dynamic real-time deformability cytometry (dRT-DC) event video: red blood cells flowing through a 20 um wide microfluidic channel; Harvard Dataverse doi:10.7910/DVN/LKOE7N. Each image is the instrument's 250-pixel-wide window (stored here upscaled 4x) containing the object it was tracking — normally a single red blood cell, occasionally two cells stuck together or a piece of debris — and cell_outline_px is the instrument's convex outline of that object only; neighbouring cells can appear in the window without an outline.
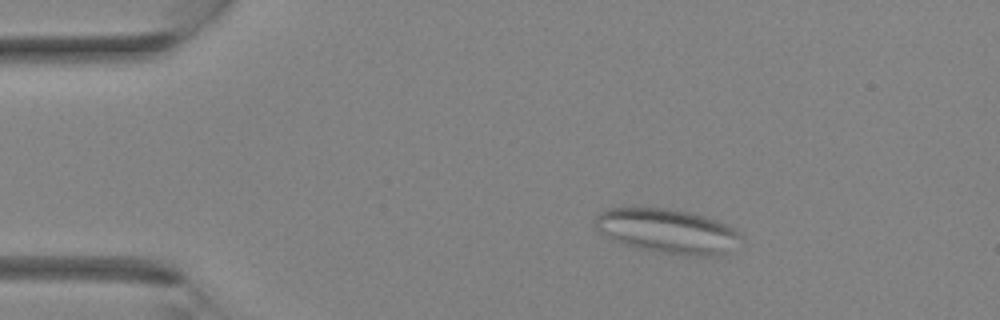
{"species": "Egyptian fruit bat (a non-hibernating species)", "species_latin": "Rousettus aegyptiacus", "temperature_condition": "room temperature", "stored_images_in_passage": 30, "camera_frame_rate_fps": 3000, "um_per_image_px": 0.085, "animal": {"sex": "female"}, "frame": {"image": 1, "passage_image": 1, "time_ms": 0.0, "image_size_px": [1000, 320], "cell_outline_px": [[744, 236], [724, 252], [712, 256], [684, 256], [636, 248], [612, 240], [600, 232], [596, 228], [596, 216], [600, 212], [608, 208], [664, 208], [688, 212], [704, 216], [716, 220], [732, 228]], "centroid_in_image_um": [56.69, 19.64], "position_along_channel_um": 28.3, "area_um2": 37.34}}
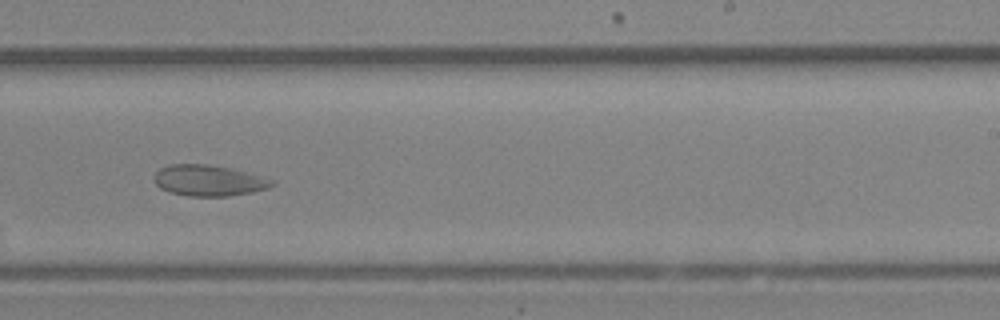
{"frame": {"image": 2, "passage_image": 17, "time_ms": 5.333, "image_size_px": [1000, 320], "cell_outline_px": [[276, 184], [268, 188], [252, 192], [228, 196], [188, 196], [172, 192], [160, 188], [152, 180], [152, 176], [160, 168], [168, 164], [208, 164], [232, 168], [264, 176], [276, 180]], "centroid_in_image_um": [17.76, 15.33], "position_along_channel_um": 271.2, "area_um2": 21.62}}
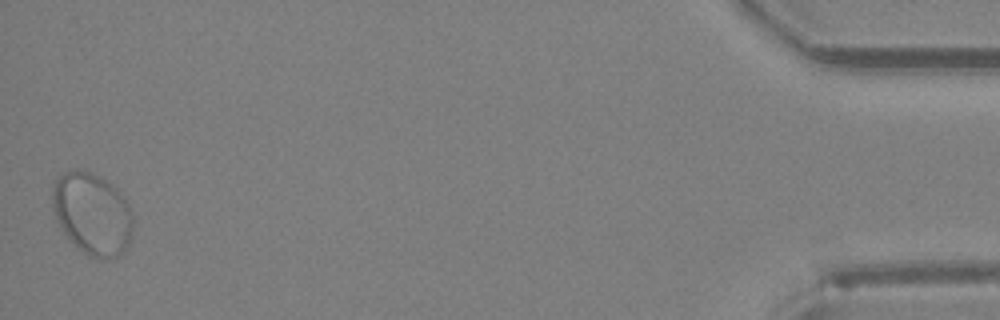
{"frame": {"image": 3, "passage_image": 30, "time_ms": 9.667, "image_size_px": [1000, 320], "cell_outline_px": [[132, 232], [128, 244], [116, 256], [100, 260], [88, 256], [76, 248], [64, 232], [56, 220], [52, 208], [52, 188], [56, 180], [64, 172], [88, 172], [100, 176], [112, 184], [116, 188], [128, 204], [132, 212]], "centroid_in_image_um": [7.83, 18.2], "position_along_channel_um": 427.4, "area_um2": 38.26}}